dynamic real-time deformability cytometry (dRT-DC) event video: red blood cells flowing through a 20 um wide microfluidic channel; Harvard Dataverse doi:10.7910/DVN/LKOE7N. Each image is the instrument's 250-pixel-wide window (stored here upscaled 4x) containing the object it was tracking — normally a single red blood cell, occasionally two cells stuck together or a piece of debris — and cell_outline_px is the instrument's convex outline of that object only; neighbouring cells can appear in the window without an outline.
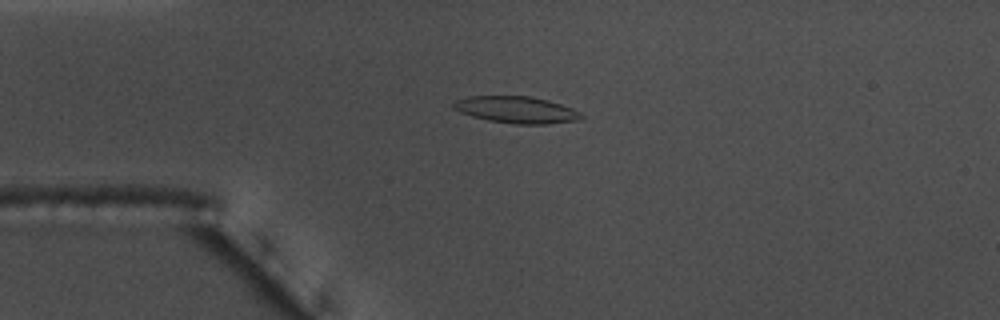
{"species": "common noctule bat (a hibernating species)", "species_latin": "Nyctalus noctula", "temperature_condition": "warm", "stored_images_in_passage": 56, "camera_frame_rate_fps": 3000, "um_per_image_px": 0.085, "animal": {"sex": "male", "body_mass_g": 17.5, "forearm_length_mm": 52.3}, "frame": {"image": 1, "passage_image": 14, "time_ms": 4.333, "image_size_px": [1000, 320], "cell_outline_px": [[584, 116], [580, 120], [544, 124], [516, 124], [488, 120], [472, 116], [460, 112], [452, 108], [452, 104], [456, 100], [468, 96], [532, 96], [548, 100], [572, 108], [580, 112]], "centroid_in_image_um": [43.89, 9.32], "position_along_channel_um": 41.1, "area_um2": 19.94}}
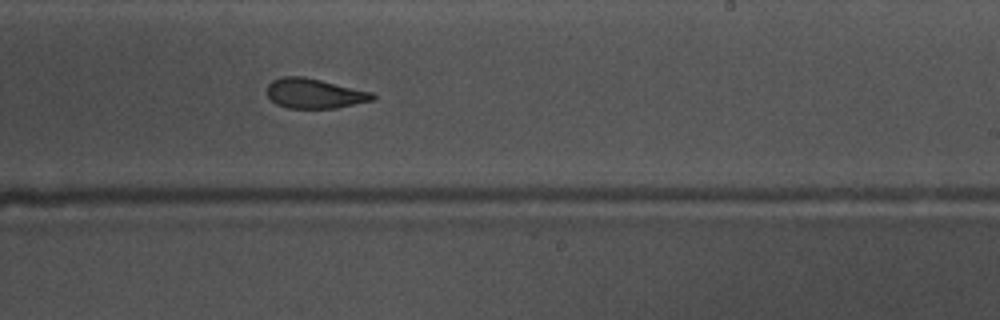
{"frame": {"image": 2, "passage_image": 34, "time_ms": 11.0, "image_size_px": [1000, 320], "cell_outline_px": [[376, 100], [336, 108], [288, 108], [276, 104], [268, 96], [268, 84], [272, 80], [280, 76], [304, 76], [372, 92], [376, 96]], "centroid_in_image_um": [26.74, 7.94], "position_along_channel_um": 262.3, "area_um2": 18.44}}
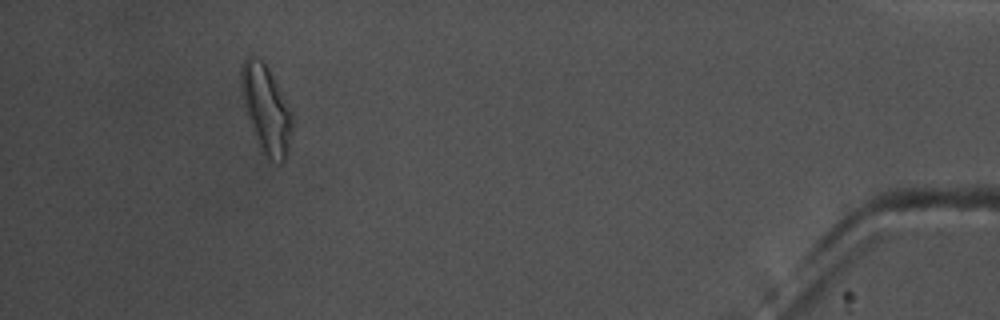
{"frame": {"image": 3, "passage_image": 52, "time_ms": 17.0, "image_size_px": [1000, 320], "cell_outline_px": [[292, 128], [288, 152], [284, 160], [280, 164], [260, 152], [244, 104], [240, 88], [240, 68], [244, 60], [248, 56], [252, 56], [264, 60], [292, 112]], "centroid_in_image_um": [22.61, 9.26], "position_along_channel_um": 412.6, "area_um2": 26.07}, "authors_computed_cell_mechanics": {"area_um2": 19.6809, "velocity_mm_per_s": 3.6411, "shape_relaxation_time_tau1_ms": null, "shape_relaxation_time_tau2_ms": 2.6027, "deformation_change_tau1": null, "deformation_change_tau2": 0.0945}}